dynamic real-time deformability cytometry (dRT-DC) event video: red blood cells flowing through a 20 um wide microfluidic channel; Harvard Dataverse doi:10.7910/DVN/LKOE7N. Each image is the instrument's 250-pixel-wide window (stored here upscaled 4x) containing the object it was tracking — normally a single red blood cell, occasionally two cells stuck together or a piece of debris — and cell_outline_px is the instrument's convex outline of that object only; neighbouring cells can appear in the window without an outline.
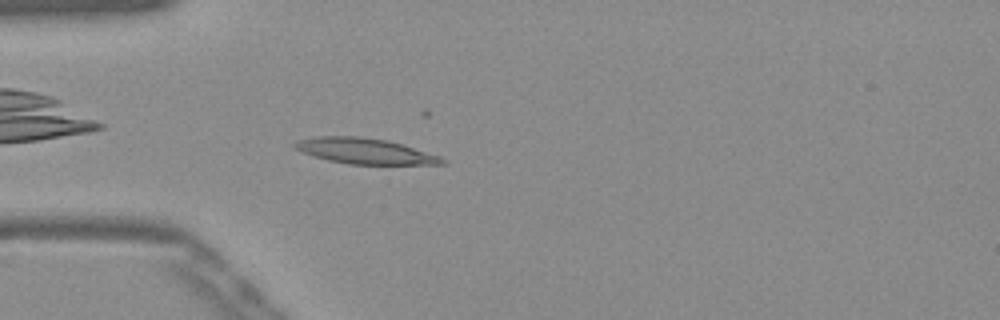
{"species": "Egyptian fruit bat (a non-hibernating species)", "species_latin": "Rousettus aegyptiacus", "temperature_condition": "warm", "stored_images_in_passage": 51, "camera_frame_rate_fps": 3000, "um_per_image_px": 0.085, "frame": {"image": 1, "passage_image": 14, "time_ms": 4.333, "image_size_px": [1000, 320], "cell_outline_px": [[448, 164], [348, 164], [328, 160], [304, 152], [296, 148], [292, 144], [296, 140], [312, 136], [360, 136], [388, 140], [440, 156], [448, 160]], "centroid_in_image_um": [31.03, 12.83], "position_along_channel_um": 54.0, "area_um2": 21.96}}
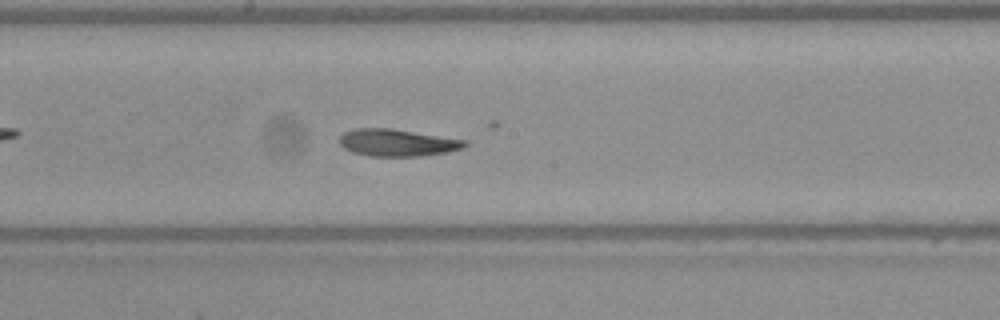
{"frame": {"image": 2, "passage_image": 27, "time_ms": 8.667, "image_size_px": [1000, 320], "cell_outline_px": [[468, 144], [460, 148], [444, 152], [420, 156], [368, 156], [352, 152], [344, 148], [340, 144], [340, 136], [344, 132], [356, 128], [392, 128], [468, 140]], "centroid_in_image_um": [33.74, 12.12], "position_along_channel_um": 214.5, "area_um2": 19.77}}
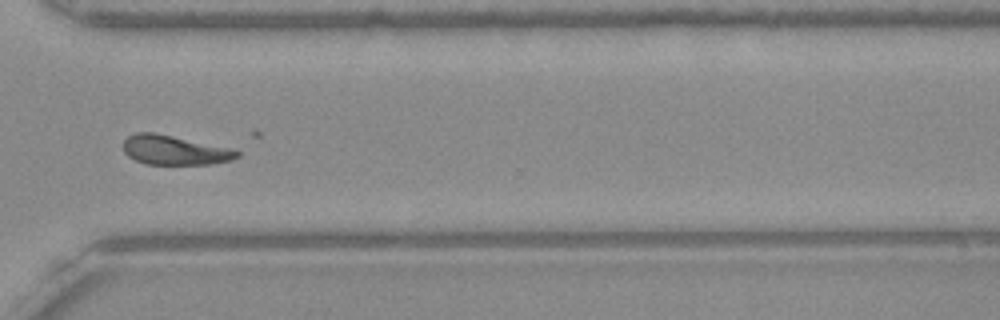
{"frame": {"image": 3, "passage_image": 38, "time_ms": 12.333, "image_size_px": [1000, 320], "cell_outline_px": [[240, 156], [232, 160], [208, 164], [144, 164], [128, 156], [124, 152], [124, 140], [128, 136], [136, 132], [152, 132], [172, 136], [228, 148], [240, 152]], "centroid_in_image_um": [14.8, 12.77], "position_along_channel_um": 355.8, "area_um2": 19.19}, "authors_computed_cell_mechanics": {"area_um2": 19.8254, "velocity_mm_per_s": 3.8573, "shape_relaxation_time_tau1_ms": 10.1069, "shape_relaxation_time_tau2_ms": 11.0345, "deformation_change_tau1": 0.2599, "deformation_change_tau2": 0.1802}}